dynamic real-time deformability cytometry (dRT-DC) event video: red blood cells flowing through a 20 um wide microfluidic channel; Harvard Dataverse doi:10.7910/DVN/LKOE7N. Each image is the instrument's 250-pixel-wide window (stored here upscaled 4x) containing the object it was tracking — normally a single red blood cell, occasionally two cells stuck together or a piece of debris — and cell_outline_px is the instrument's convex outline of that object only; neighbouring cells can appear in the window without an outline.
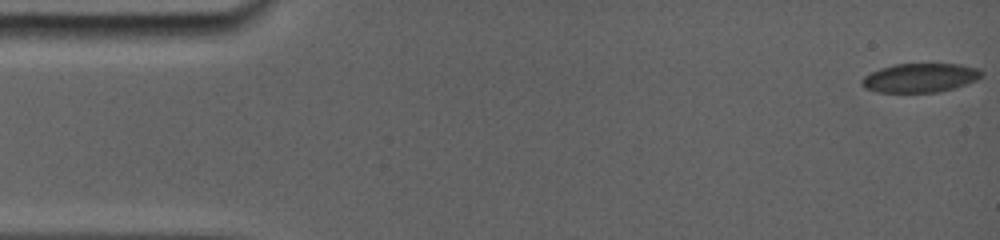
{"species": "common noctule bat (a hibernating species)", "species_latin": "Nyctalus noctula", "temperature_condition": "room temperature", "stored_images_in_passage": 8, "camera_frame_rate_fps": 5000, "um_per_image_px": 0.085, "animal": {"sex": "female", "body_mass_g": 19.0, "forearm_length_mm": 56.7}, "frame": {"image": 1, "passage_image": 1, "time_ms": 0.0, "image_size_px": [1000, 240], "cell_outline_px": [[984, 76], [976, 80], [940, 92], [876, 92], [864, 88], [860, 84], [860, 80], [864, 76], [880, 68], [896, 64], [960, 64], [980, 68], [984, 72]], "centroid_in_image_um": [78.21, 6.61], "position_along_channel_um": 6.8, "area_um2": 20.35}}